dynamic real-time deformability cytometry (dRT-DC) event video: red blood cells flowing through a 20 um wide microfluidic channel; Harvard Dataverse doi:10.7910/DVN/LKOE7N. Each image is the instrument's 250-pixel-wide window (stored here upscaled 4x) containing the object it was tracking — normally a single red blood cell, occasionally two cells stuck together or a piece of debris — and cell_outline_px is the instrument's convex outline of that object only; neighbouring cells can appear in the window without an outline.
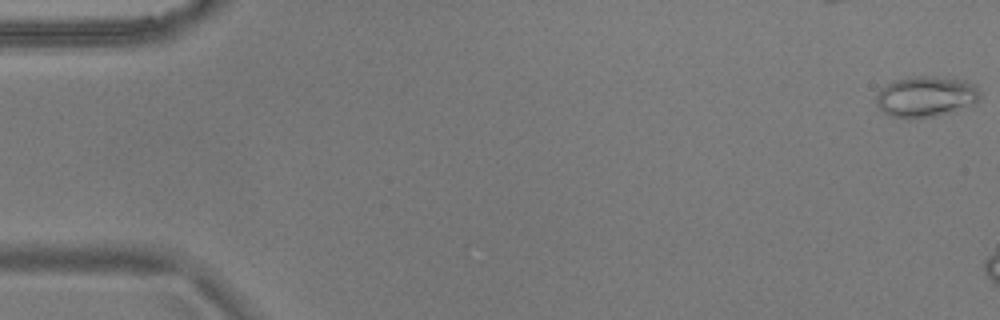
{"species": "common noctule bat (a hibernating species)", "species_latin": "Nyctalus noctula", "temperature_condition": "warm", "stored_images_in_passage": 8, "camera_frame_rate_fps": 3000, "um_per_image_px": 0.085, "animal": {"sex": "male", "body_mass_g": 17.9}, "frame": {"image": 1, "passage_image": 1, "time_ms": 0.0, "image_size_px": [1000, 320], "cell_outline_px": [[980, 96], [976, 104], [948, 112], [932, 116], [892, 116], [884, 112], [876, 104], [876, 96], [880, 88], [896, 80], [916, 76], [932, 76], [964, 80], [972, 84], [980, 92]], "centroid_in_image_um": [78.71, 8.18], "position_along_channel_um": 6.3, "area_um2": 23.99}}